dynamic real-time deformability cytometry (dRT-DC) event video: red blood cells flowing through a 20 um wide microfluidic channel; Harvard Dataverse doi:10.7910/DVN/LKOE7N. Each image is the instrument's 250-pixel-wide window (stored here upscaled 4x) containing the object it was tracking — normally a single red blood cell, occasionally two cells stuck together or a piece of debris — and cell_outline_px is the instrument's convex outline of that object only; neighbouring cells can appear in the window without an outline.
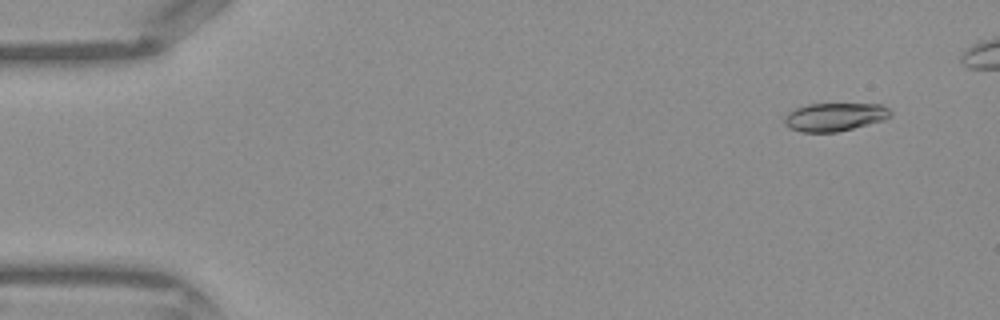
{"species": "Egyptian fruit bat (a non-hibernating species)", "species_latin": "Rousettus aegyptiacus", "temperature_condition": "warm", "stored_images_in_passage": 40, "camera_frame_rate_fps": 3000, "um_per_image_px": 0.085, "frame": {"image": 1, "passage_image": 4, "time_ms": 1.0, "image_size_px": [1000, 320], "cell_outline_px": [[892, 116], [884, 120], [836, 132], [800, 132], [788, 128], [784, 124], [784, 116], [788, 112], [796, 108], [808, 104], [880, 104], [888, 108], [892, 112]], "centroid_in_image_um": [70.93, 9.94], "position_along_channel_um": 14.1, "area_um2": 17.51}}
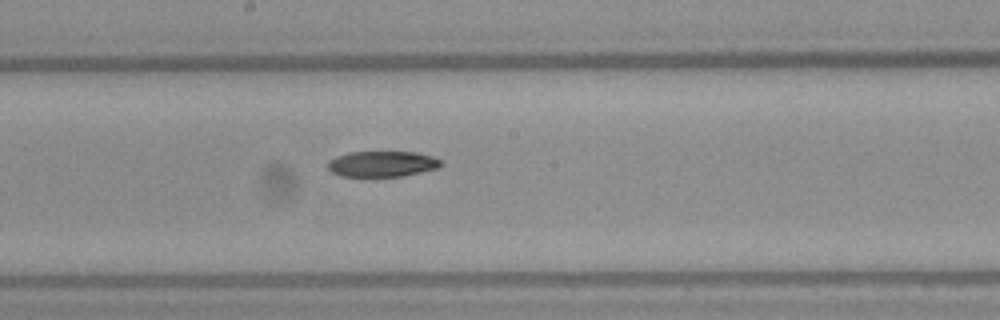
{"frame": {"image": 2, "passage_image": 24, "time_ms": 7.667, "image_size_px": [1000, 320], "cell_outline_px": [[440, 164], [436, 168], [404, 176], [340, 176], [332, 172], [328, 168], [328, 160], [336, 156], [348, 152], [416, 152], [432, 156], [440, 160]], "centroid_in_image_um": [32.43, 13.93], "position_along_channel_um": 215.8, "area_um2": 16.82}}
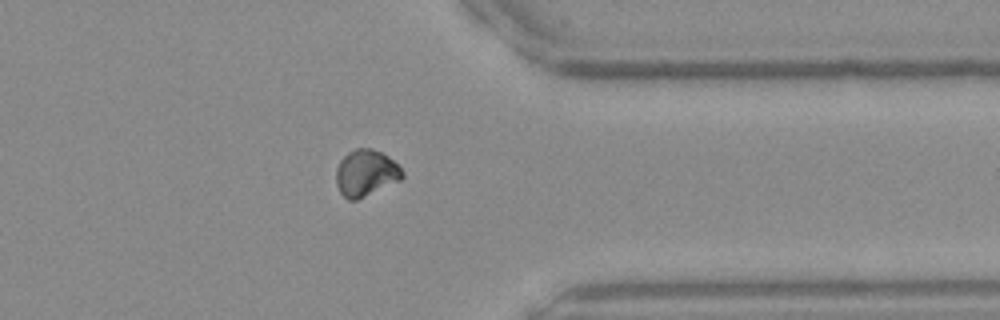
{"frame": {"image": 3, "passage_image": 35, "time_ms": 11.333, "image_size_px": [1000, 320], "cell_outline_px": [[404, 176], [400, 180], [356, 200], [348, 200], [340, 192], [336, 184], [336, 168], [340, 160], [348, 152], [356, 148], [372, 148], [388, 156], [404, 172]], "centroid_in_image_um": [31.07, 14.7], "position_along_channel_um": 380.3, "area_um2": 17.8}}